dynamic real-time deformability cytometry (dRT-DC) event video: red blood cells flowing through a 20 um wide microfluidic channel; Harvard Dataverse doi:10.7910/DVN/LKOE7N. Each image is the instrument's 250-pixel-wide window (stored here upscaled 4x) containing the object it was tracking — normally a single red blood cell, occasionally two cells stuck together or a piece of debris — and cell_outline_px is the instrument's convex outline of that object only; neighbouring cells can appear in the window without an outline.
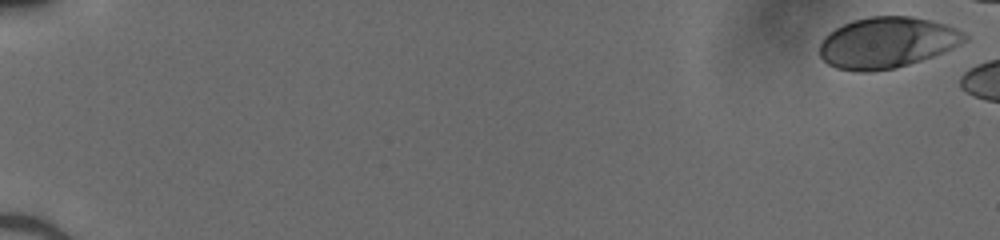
{"species": "human", "species_latin": "Homo sapiens", "temperature_condition": "cold", "stored_images_in_passage": 6, "camera_frame_rate_fps": 3000, "um_per_image_px": 0.085, "donor": {"sex": "male"}, "frame": {"image": 1, "passage_image": 1, "time_ms": 0.0, "image_size_px": [1000, 240], "cell_outline_px": [[968, 40], [952, 48], [932, 56], [896, 68], [868, 72], [860, 72], [836, 68], [828, 64], [820, 56], [820, 44], [824, 36], [828, 32], [852, 20], [868, 16], [912, 16], [932, 20], [948, 24], [964, 32], [968, 36]], "centroid_in_image_um": [75.4, 3.61], "position_along_channel_um": 9.6, "area_um2": 43.29}}